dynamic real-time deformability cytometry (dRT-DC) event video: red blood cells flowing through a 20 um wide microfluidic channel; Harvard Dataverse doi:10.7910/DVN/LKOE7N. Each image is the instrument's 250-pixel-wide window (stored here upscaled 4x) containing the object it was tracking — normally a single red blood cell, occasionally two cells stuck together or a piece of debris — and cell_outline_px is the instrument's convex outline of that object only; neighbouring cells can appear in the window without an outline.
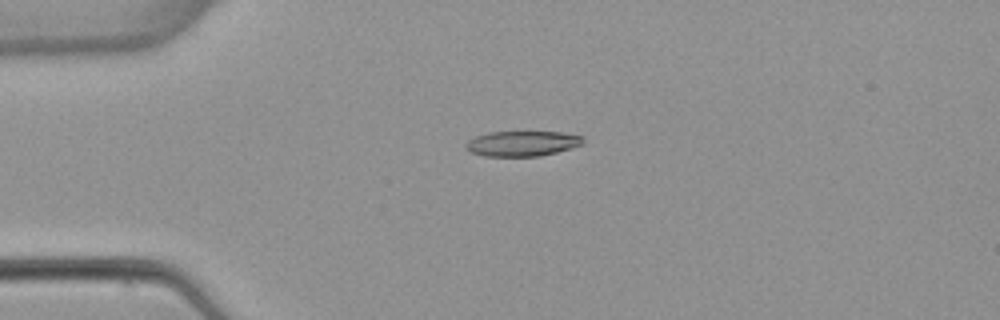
{"species": "common noctule bat (a hibernating species)", "species_latin": "Nyctalus noctula", "temperature_condition": "warm", "stored_images_in_passage": 2, "camera_frame_rate_fps": 3000, "um_per_image_px": 0.085, "animal": {"sex": "female", "body_mass_g": 22.7, "forearm_length_mm": 54.2}, "frame": {"image": 1, "passage_image": 1, "time_ms": 0.0, "image_size_px": [1000, 320], "cell_outline_px": [[584, 144], [572, 148], [540, 156], [484, 156], [472, 152], [464, 148], [464, 144], [468, 140], [476, 136], [488, 132], [564, 132], [584, 136]], "centroid_in_image_um": [44.41, 12.19], "position_along_channel_um": 40.6, "area_um2": 17.4}}